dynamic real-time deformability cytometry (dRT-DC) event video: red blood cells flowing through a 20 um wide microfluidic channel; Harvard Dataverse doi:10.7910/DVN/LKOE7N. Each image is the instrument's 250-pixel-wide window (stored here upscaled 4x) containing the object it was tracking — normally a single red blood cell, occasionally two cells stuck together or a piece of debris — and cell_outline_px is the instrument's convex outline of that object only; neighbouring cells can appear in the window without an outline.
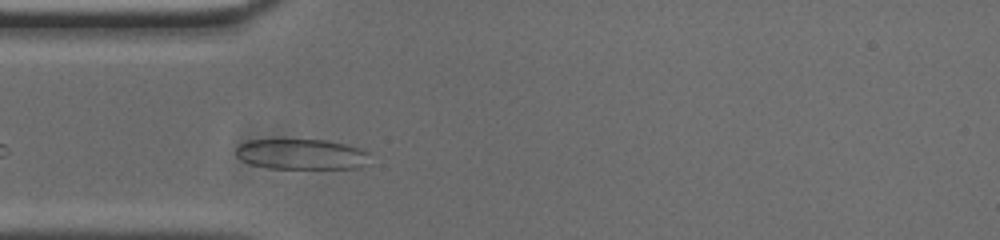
{"species": "common noctule bat (a hibernating species)", "species_latin": "Nyctalus noctula", "temperature_condition": "cold", "stored_images_in_passage": 35, "camera_frame_rate_fps": 3000, "um_per_image_px": 0.085, "animal": {"sex": "male", "body_mass_g": 20.0, "forearm_length_mm": 53.3}, "frame": {"image": 1, "passage_image": 4, "time_ms": 1.0, "image_size_px": [1000, 240], "cell_outline_px": [[368, 152], [364, 164], [360, 168], [268, 168], [252, 164], [236, 156], [236, 148], [240, 144], [248, 140], [324, 140], [344, 144], [360, 148]], "centroid_in_image_um": [25.6, 13.11], "position_along_channel_um": 59.4, "area_um2": 23.35}}
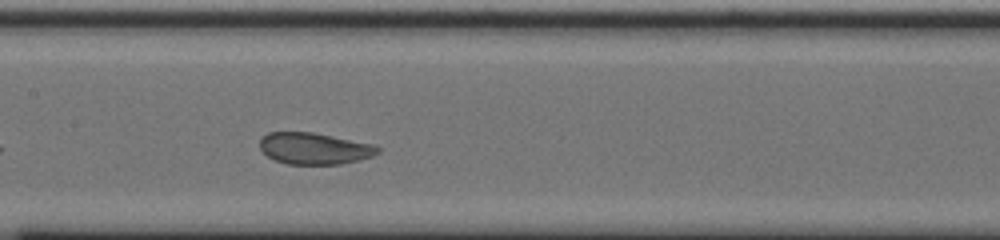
{"frame": {"image": 2, "passage_image": 14, "time_ms": 4.333, "image_size_px": [1000, 240], "cell_outline_px": [[380, 152], [372, 156], [340, 164], [288, 164], [276, 160], [268, 156], [260, 148], [260, 136], [268, 132], [312, 132], [372, 144], [380, 148]], "centroid_in_image_um": [26.69, 12.61], "position_along_channel_um": 180.7, "area_um2": 21.5}}
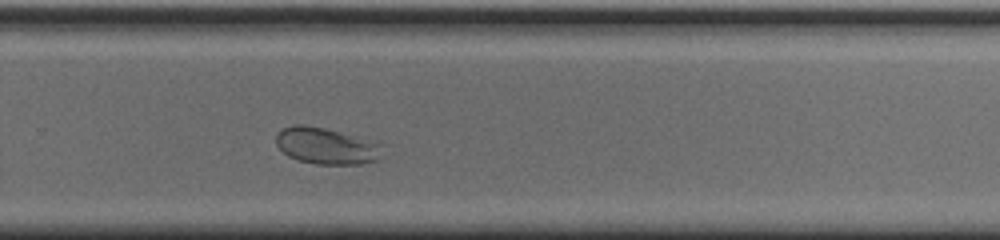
{"frame": {"image": 3, "passage_image": 24, "time_ms": 7.667, "image_size_px": [1000, 240], "cell_outline_px": [[380, 160], [360, 164], [316, 164], [300, 160], [288, 156], [276, 144], [276, 136], [284, 128], [296, 124], [304, 124], [324, 128], [380, 144]], "centroid_in_image_um": [27.7, 12.42], "position_along_channel_um": 302.1, "area_um2": 22.02}}